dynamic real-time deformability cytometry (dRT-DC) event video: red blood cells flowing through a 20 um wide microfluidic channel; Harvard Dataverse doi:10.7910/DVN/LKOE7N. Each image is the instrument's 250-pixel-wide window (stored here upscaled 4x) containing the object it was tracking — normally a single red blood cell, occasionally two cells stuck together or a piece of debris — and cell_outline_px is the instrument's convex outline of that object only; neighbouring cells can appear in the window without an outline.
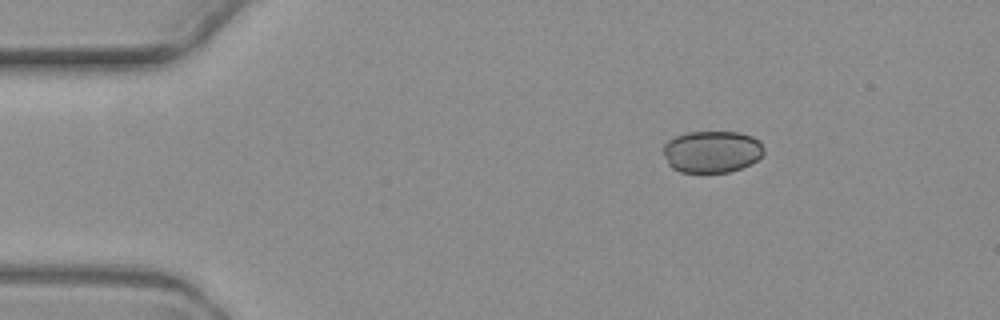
{"species": "common noctule bat (a hibernating species)", "species_latin": "Nyctalus noctula", "temperature_condition": "warm", "stored_images_in_passage": 3, "camera_frame_rate_fps": 3000, "um_per_image_px": 0.085, "animal": {"sex": "female", "body_mass_g": 19.3, "forearm_length_mm": 54.1}, "frame": {"image": 1, "passage_image": 1, "time_ms": 0.0, "image_size_px": [1000, 320], "cell_outline_px": [[764, 156], [740, 168], [728, 172], [680, 172], [672, 168], [668, 164], [664, 156], [664, 144], [668, 140], [676, 136], [688, 132], [740, 132], [752, 136], [760, 140], [764, 148]], "centroid_in_image_um": [60.53, 12.88], "position_along_channel_um": 24.5, "area_um2": 24.68}}